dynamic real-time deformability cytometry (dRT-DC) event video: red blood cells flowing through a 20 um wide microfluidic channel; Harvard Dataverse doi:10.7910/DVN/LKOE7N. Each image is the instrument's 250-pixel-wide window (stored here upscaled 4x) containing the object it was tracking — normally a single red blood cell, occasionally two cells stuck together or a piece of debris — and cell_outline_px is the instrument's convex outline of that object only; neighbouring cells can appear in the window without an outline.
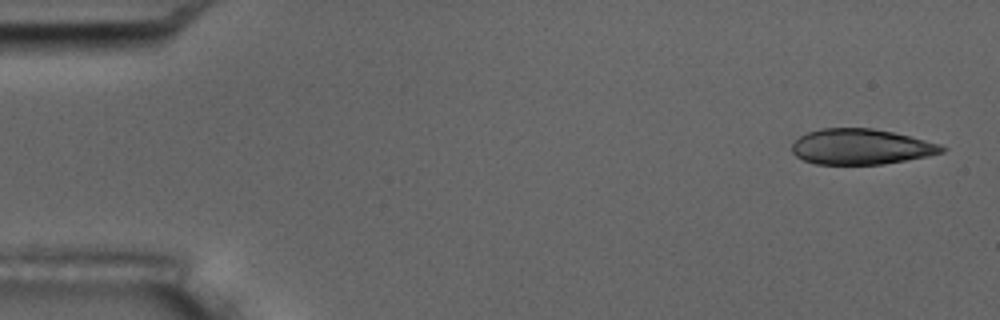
{"species": "common noctule bat (a hibernating species)", "species_latin": "Nyctalus noctula", "temperature_condition": "room temperature", "stored_images_in_passage": 5, "camera_frame_rate_fps": 3000, "um_per_image_px": 0.085, "animal": {"sex": "male", "body_mass_g": 17.5, "forearm_length_mm": 52.3}, "frame": {"image": 1, "passage_image": 1, "time_ms": 0.0, "image_size_px": [1000, 320], "cell_outline_px": [[948, 148], [944, 152], [928, 156], [880, 164], [816, 164], [804, 160], [796, 156], [792, 152], [792, 144], [800, 136], [808, 132], [820, 128], [872, 128], [892, 132], [940, 144]], "centroid_in_image_um": [73.17, 12.47], "position_along_channel_um": 11.8, "area_um2": 30.81}}